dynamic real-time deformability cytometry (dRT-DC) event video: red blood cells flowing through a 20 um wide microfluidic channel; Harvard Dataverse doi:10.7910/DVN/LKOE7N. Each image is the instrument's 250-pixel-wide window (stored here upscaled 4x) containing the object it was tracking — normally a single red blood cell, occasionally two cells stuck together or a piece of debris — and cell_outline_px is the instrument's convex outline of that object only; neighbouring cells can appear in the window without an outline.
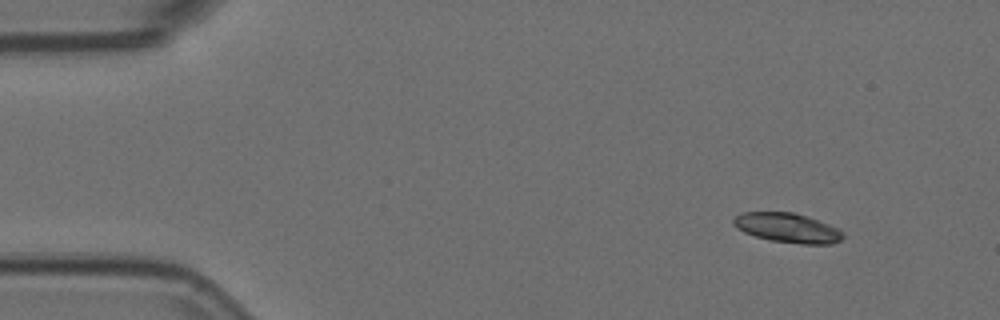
{"species": "Egyptian fruit bat (a non-hibernating species)", "species_latin": "Rousettus aegyptiacus", "temperature_condition": "room temperature", "stored_images_in_passage": 50, "camera_frame_rate_fps": 3000, "um_per_image_px": 0.085, "animal": {"sex": "female"}, "frame": {"image": 1, "passage_image": 1, "time_ms": 0.0, "image_size_px": [1000, 320], "cell_outline_px": [[844, 236], [840, 240], [832, 244], [800, 244], [772, 240], [756, 236], [744, 232], [736, 228], [732, 224], [732, 220], [740, 212], [792, 212], [808, 216], [828, 224], [844, 232]], "centroid_in_image_um": [66.92, 19.36], "position_along_channel_um": 18.1, "area_um2": 18.84}}
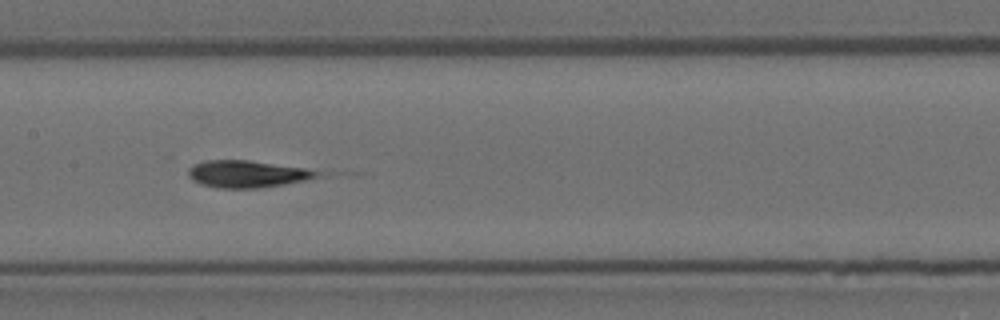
{"frame": {"image": 2, "passage_image": 22, "time_ms": 7.0, "image_size_px": [1000, 320], "cell_outline_px": [[332, 172], [328, 176], [284, 184], [260, 188], [220, 188], [200, 184], [192, 180], [188, 176], [188, 168], [192, 164], [204, 160], [248, 160]], "centroid_in_image_um": [21.13, 14.78], "position_along_channel_um": 186.3, "area_um2": 20.92}}
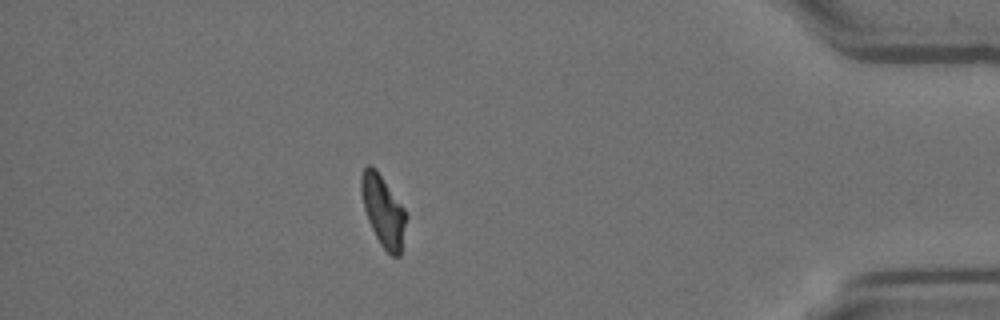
{"frame": {"image": 3, "passage_image": 43, "time_ms": 14.0, "image_size_px": [1000, 320], "cell_outline_px": [[408, 216], [400, 256], [392, 256], [380, 244], [368, 220], [364, 208], [360, 188], [360, 176], [364, 168], [368, 164], [372, 164], [376, 168], [404, 208]], "centroid_in_image_um": [32.57, 17.9], "position_along_channel_um": 402.6, "area_um2": 18.67}, "authors_computed_cell_mechanics": {"area_um2": 19.7387, "velocity_mm_per_s": 3.747, "shape_relaxation_time_tau1_ms": null, "shape_relaxation_time_tau2_ms": 1.731, "deformation_change_tau1": null, "deformation_change_tau2": 0.09}}